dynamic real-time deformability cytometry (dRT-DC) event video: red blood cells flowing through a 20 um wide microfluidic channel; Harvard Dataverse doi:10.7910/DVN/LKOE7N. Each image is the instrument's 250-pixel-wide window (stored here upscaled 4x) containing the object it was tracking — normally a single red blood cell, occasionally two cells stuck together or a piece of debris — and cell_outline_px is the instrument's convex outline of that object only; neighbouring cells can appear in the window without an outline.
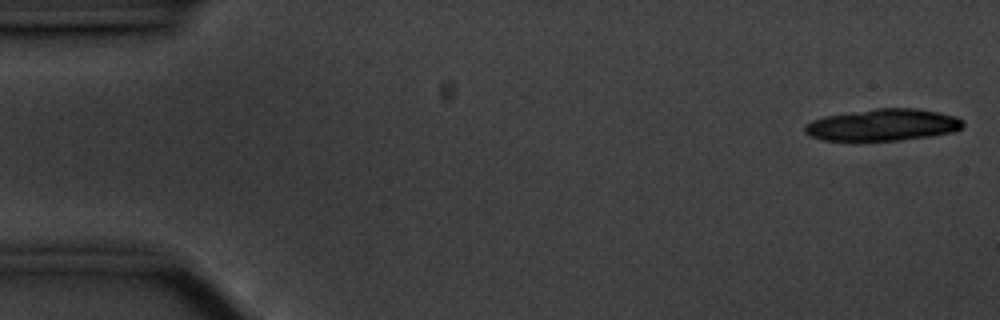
{"species": "common noctule bat (a hibernating species)", "species_latin": "Nyctalus noctula", "temperature_condition": "cold", "stored_images_in_passage": 16, "camera_frame_rate_fps": 3000, "um_per_image_px": 0.085, "animal": {"sex": "male", "body_mass_g": 20.1, "forearm_length_mm": 53.5}, "frame": {"image": 1, "passage_image": 1, "time_ms": 0.0, "image_size_px": [1000, 320], "cell_outline_px": [[964, 124], [960, 128], [952, 132], [928, 136], [900, 140], [824, 140], [808, 136], [804, 132], [804, 124], [812, 120], [824, 116], [876, 108], [916, 108], [956, 116], [964, 120]], "centroid_in_image_um": [75.01, 10.61], "position_along_channel_um": 10.0, "area_um2": 29.25}}